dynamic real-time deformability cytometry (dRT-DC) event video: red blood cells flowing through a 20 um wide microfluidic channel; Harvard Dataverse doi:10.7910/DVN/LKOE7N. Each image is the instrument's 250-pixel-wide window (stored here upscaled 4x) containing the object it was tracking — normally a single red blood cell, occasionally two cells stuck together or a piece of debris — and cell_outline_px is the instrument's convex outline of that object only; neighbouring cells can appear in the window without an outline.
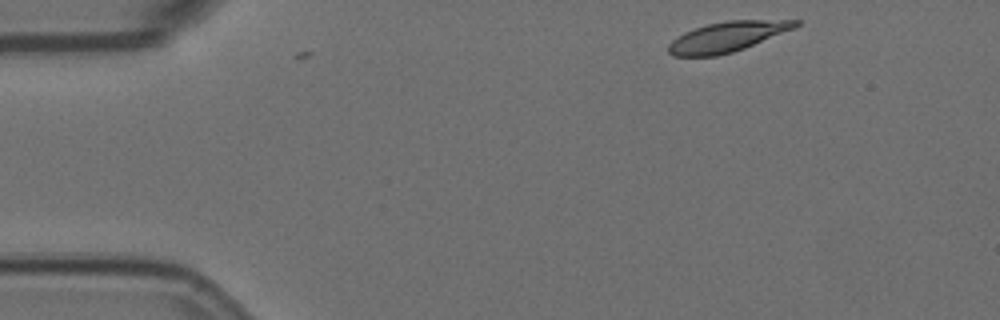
{"species": "Egyptian fruit bat (a non-hibernating species)", "species_latin": "Rousettus aegyptiacus", "temperature_condition": "room temperature", "stored_images_in_passage": 4, "camera_frame_rate_fps": 3000, "um_per_image_px": 0.085, "animal": {"sex": "female"}, "frame": {"image": 1, "passage_image": 1, "time_ms": 0.0, "image_size_px": [1000, 320], "cell_outline_px": [[800, 24], [796, 28], [744, 48], [732, 52], [716, 56], [672, 56], [668, 52], [668, 44], [672, 40], [684, 32], [708, 24], [728, 20], [800, 20]], "centroid_in_image_um": [61.82, 3.12], "position_along_channel_um": 23.2, "area_um2": 22.2}}
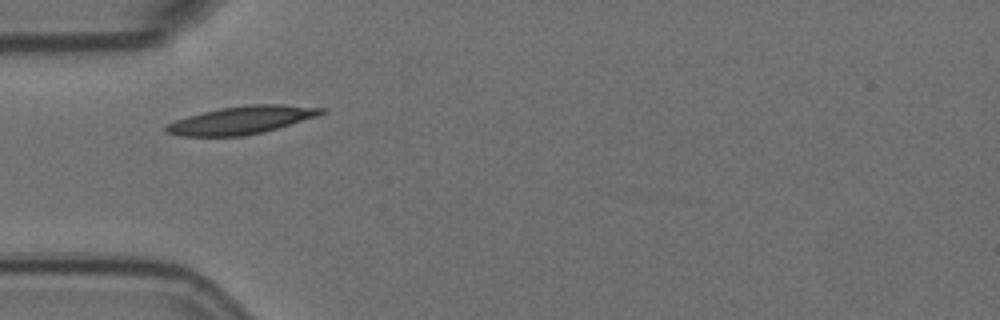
{"frame": {"image": 2, "passage_image": 3, "time_ms": 0.667, "image_size_px": [1000, 320], "cell_outline_px": [[328, 112], [316, 116], [276, 128], [244, 136], [180, 136], [164, 132], [164, 128], [168, 124], [176, 120], [188, 116], [220, 108], [248, 104], [284, 104], [328, 108]], "centroid_in_image_um": [20.55, 10.19], "position_along_channel_um": 64.5, "area_um2": 25.03}}
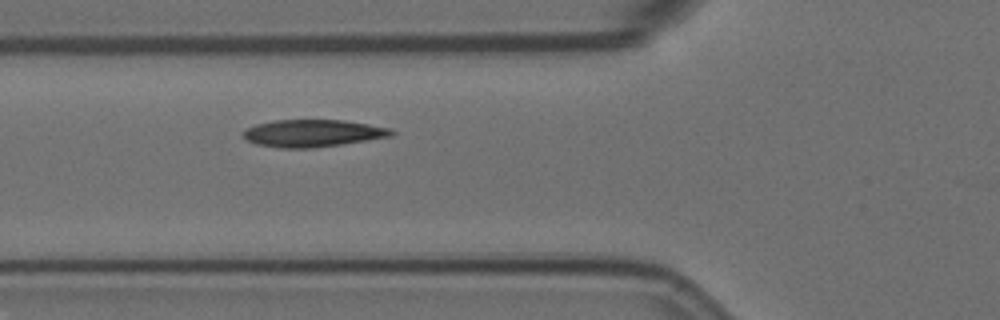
{"frame": {"image": 3, "passage_image": 4, "time_ms": 1.0, "image_size_px": [1000, 320], "cell_outline_px": [[396, 132], [392, 136], [340, 144], [312, 148], [280, 148], [256, 144], [248, 140], [244, 136], [244, 128], [256, 124], [276, 120], [344, 120], [392, 128]], "centroid_in_image_um": [26.6, 11.32], "position_along_channel_um": 99.2, "area_um2": 23.47}}